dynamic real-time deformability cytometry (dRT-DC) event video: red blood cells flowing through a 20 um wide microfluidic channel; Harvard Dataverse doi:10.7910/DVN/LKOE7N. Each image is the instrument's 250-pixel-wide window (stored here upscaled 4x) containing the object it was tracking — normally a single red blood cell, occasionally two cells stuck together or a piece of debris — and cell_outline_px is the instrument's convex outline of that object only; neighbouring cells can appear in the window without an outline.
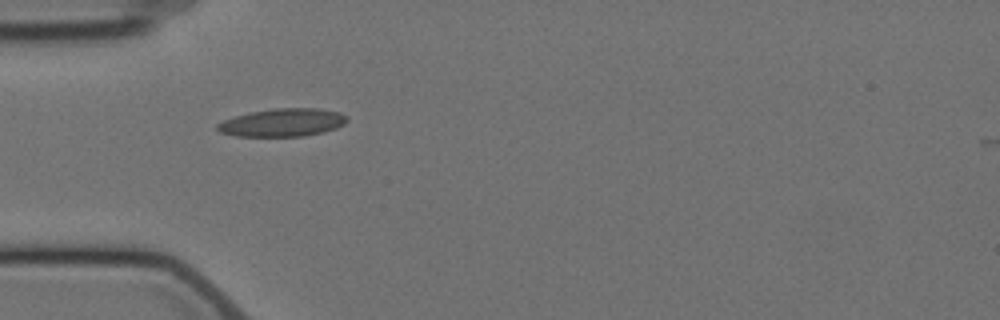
{"species": "Egyptian fruit bat (a non-hibernating species)", "species_latin": "Rousettus aegyptiacus", "temperature_condition": "cold", "stored_images_in_passage": 4, "camera_frame_rate_fps": 3000, "um_per_image_px": 0.085, "animal": {"sex": "female"}, "frame": {"image": 1, "passage_image": 3, "time_ms": 4.667, "image_size_px": [1000, 320], "cell_outline_px": [[348, 120], [344, 124], [336, 128], [324, 132], [304, 136], [236, 136], [220, 132], [216, 128], [216, 124], [224, 120], [236, 116], [252, 112], [272, 108], [320, 108], [340, 112], [348, 116]], "centroid_in_image_um": [24.06, 10.41], "position_along_channel_um": 60.9, "area_um2": 21.21}}
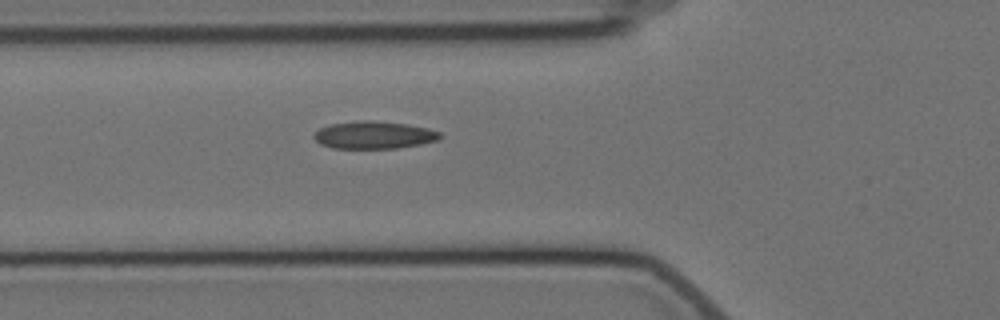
{"frame": {"image": 2, "passage_image": 4, "time_ms": 5.667, "image_size_px": [1000, 320], "cell_outline_px": [[440, 140], [420, 144], [396, 148], [332, 148], [320, 144], [312, 136], [320, 128], [328, 124], [356, 120], [372, 120], [408, 124], [428, 128], [440, 132]], "centroid_in_image_um": [31.77, 11.46], "position_along_channel_um": 94.0, "area_um2": 20.35}}